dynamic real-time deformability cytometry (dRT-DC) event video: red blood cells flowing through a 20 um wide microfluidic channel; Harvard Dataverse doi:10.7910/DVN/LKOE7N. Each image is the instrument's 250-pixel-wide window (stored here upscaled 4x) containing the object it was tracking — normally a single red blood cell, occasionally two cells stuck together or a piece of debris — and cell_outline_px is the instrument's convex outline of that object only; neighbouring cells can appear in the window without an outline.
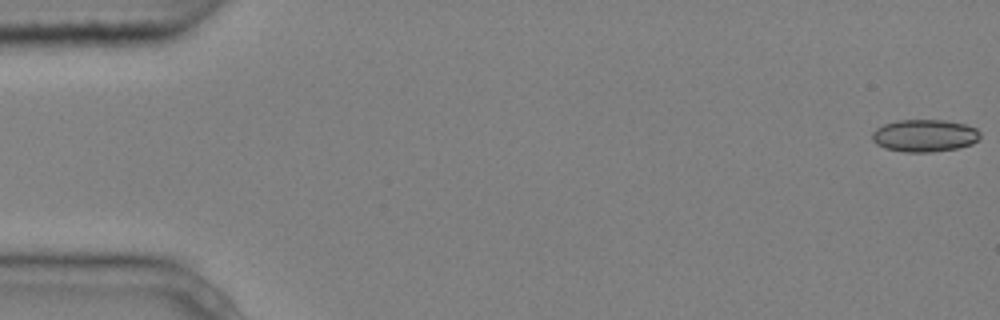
{"species": "common noctule bat (a hibernating species)", "species_latin": "Nyctalus noctula", "temperature_condition": "cold", "stored_images_in_passage": 5, "camera_frame_rate_fps": 3000, "um_per_image_px": 0.085, "animal": {"sex": "male", "body_mass_g": 20.4}, "frame": {"image": 1, "passage_image": 1, "time_ms": 0.0, "image_size_px": [1000, 320], "cell_outline_px": [[980, 136], [972, 144], [960, 148], [932, 152], [904, 152], [884, 148], [876, 144], [872, 140], [872, 132], [876, 128], [884, 124], [896, 120], [944, 120], [964, 124], [976, 128], [980, 132]], "centroid_in_image_um": [78.57, 11.53], "position_along_channel_um": 6.4, "area_um2": 20.52}}
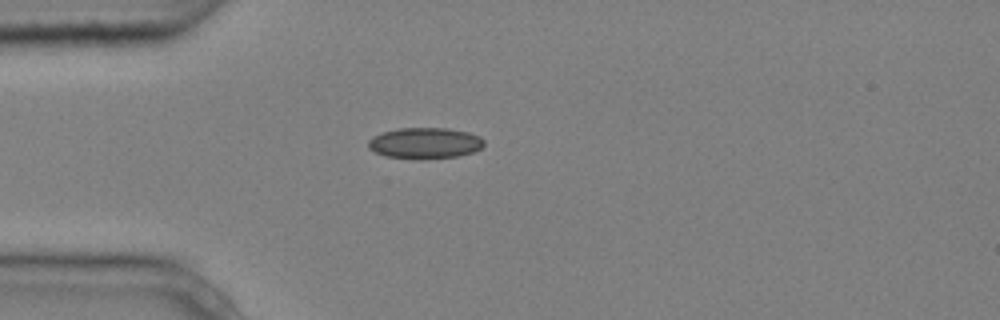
{"frame": {"image": 2, "passage_image": 5, "time_ms": 1.333, "image_size_px": [1000, 320], "cell_outline_px": [[484, 144], [480, 148], [472, 152], [456, 156], [420, 160], [416, 160], [384, 156], [368, 148], [368, 140], [372, 136], [384, 132], [400, 128], [448, 128], [468, 132], [480, 136], [484, 140]], "centroid_in_image_um": [36.1, 12.17], "position_along_channel_um": 48.9, "area_um2": 21.1}}